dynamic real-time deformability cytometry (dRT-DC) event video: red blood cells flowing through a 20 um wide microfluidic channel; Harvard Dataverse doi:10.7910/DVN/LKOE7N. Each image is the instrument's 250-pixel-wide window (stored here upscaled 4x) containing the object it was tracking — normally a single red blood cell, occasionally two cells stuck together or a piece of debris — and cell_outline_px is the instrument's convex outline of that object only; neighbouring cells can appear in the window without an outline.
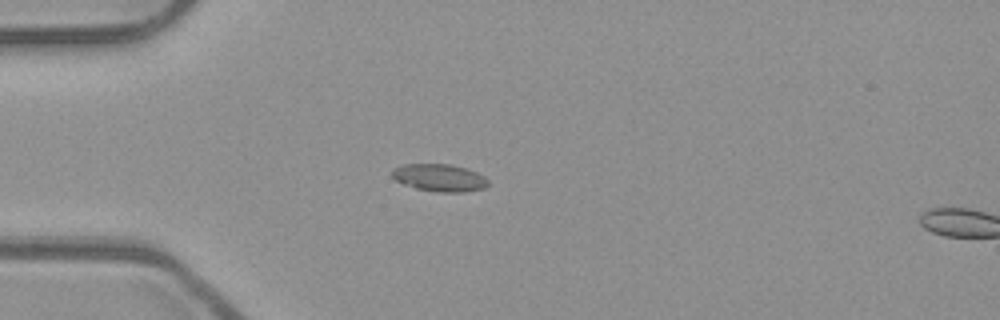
{"species": "common noctule bat (a hibernating species)", "species_latin": "Nyctalus noctula", "temperature_condition": "room temperature", "stored_images_in_passage": 16, "camera_frame_rate_fps": 3000, "um_per_image_px": 0.085, "animal": {"sex": "male", "body_mass_g": 23.1, "forearm_length_mm": 52.7}, "frame": {"image": 1, "passage_image": 14, "time_ms": 4.333, "image_size_px": [1000, 320], "cell_outline_px": [[488, 184], [484, 188], [464, 192], [440, 192], [416, 188], [404, 184], [396, 180], [392, 176], [392, 172], [396, 168], [404, 164], [448, 164], [464, 168], [476, 172], [484, 176], [488, 180]], "centroid_in_image_um": [37.37, 15.11], "position_along_channel_um": 47.6, "area_um2": 15.09}}